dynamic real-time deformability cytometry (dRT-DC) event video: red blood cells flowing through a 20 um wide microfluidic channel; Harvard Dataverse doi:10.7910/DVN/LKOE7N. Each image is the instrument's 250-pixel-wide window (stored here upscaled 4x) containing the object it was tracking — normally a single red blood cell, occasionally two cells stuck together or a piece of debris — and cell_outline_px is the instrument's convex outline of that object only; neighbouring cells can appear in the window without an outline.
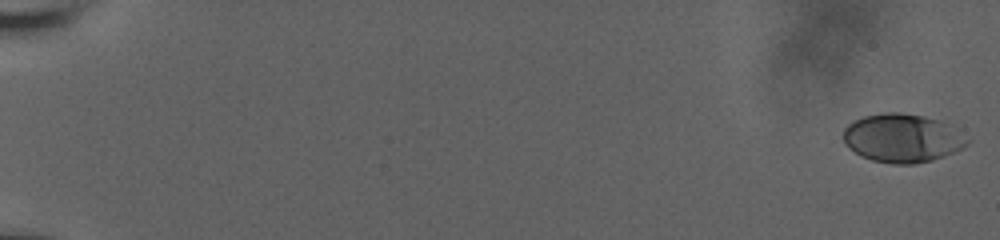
{"species": "human", "species_latin": "Homo sapiens", "temperature_condition": "room temperature", "stored_images_in_passage": 38, "camera_frame_rate_fps": 3000, "um_per_image_px": 0.085, "donor": {"sex": "male"}, "frame": {"image": 1, "passage_image": 1, "time_ms": 0.0, "image_size_px": [1000, 240], "cell_outline_px": [[972, 140], [968, 144], [952, 152], [932, 160], [916, 164], [892, 164], [872, 160], [860, 156], [848, 148], [844, 144], [844, 128], [848, 124], [864, 116], [884, 112], [900, 112], [924, 116], [940, 120]], "centroid_in_image_um": [76.67, 11.74], "position_along_channel_um": 8.3, "area_um2": 35.03}}
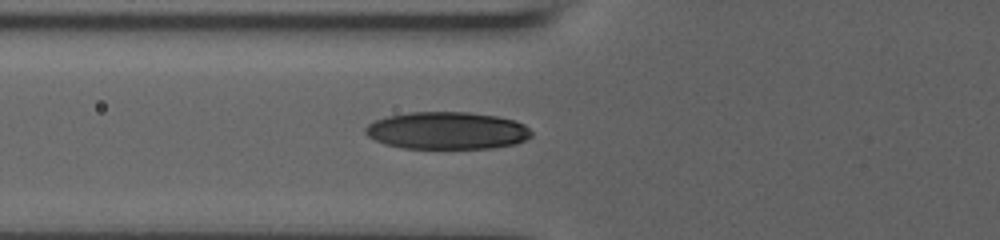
{"frame": {"image": 2, "passage_image": 22, "time_ms": 8.0, "image_size_px": [1000, 240], "cell_outline_px": [[532, 136], [516, 144], [492, 148], [404, 148], [384, 144], [368, 136], [364, 132], [364, 128], [372, 120], [388, 116], [408, 112], [468, 112], [496, 116], [512, 120], [524, 124], [532, 132]], "centroid_in_image_um": [37.97, 11.1], "position_along_channel_um": 87.8, "area_um2": 36.24}}
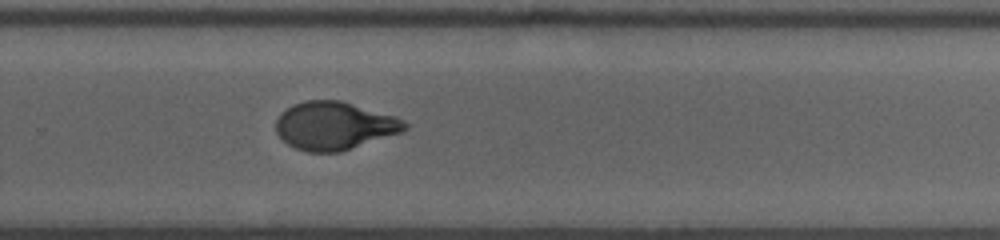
{"frame": {"image": 3, "passage_image": 38, "time_ms": 13.667, "image_size_px": [1000, 240], "cell_outline_px": [[408, 128], [400, 132], [340, 152], [308, 152], [296, 148], [288, 144], [276, 132], [276, 120], [280, 112], [292, 104], [304, 100], [340, 100], [396, 116], [404, 120], [408, 124]], "centroid_in_image_um": [28.4, 10.67], "position_along_channel_um": 301.4, "area_um2": 36.01}}